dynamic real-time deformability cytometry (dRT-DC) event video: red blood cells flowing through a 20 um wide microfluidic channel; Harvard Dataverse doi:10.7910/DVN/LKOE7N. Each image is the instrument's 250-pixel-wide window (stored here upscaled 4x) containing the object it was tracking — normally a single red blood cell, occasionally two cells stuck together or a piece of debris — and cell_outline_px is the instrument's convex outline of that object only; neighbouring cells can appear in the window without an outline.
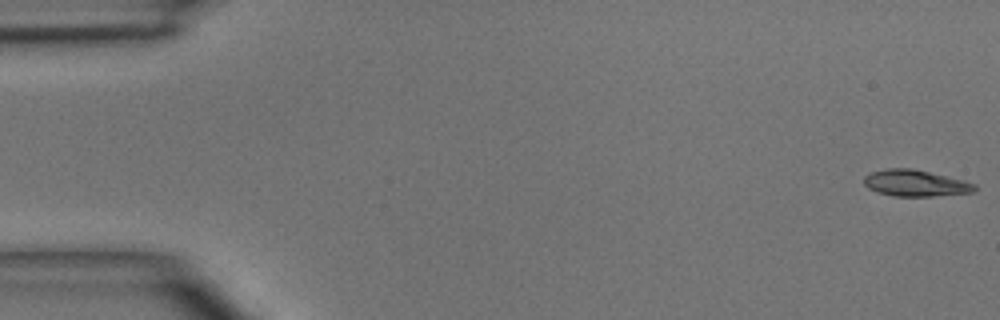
{"species": "common noctule bat (a hibernating species)", "species_latin": "Nyctalus noctula", "temperature_condition": "room temperature", "stored_images_in_passage": 5, "camera_frame_rate_fps": 3000, "um_per_image_px": 0.085, "animal": {"sex": "male", "body_mass_g": 15.6}, "frame": {"image": 1, "passage_image": 1, "time_ms": 0.0, "image_size_px": [1000, 320], "cell_outline_px": [[976, 192], [932, 196], [892, 196], [876, 192], [868, 188], [864, 184], [864, 176], [872, 172], [888, 168], [912, 168], [964, 180], [976, 184]], "centroid_in_image_um": [77.81, 15.57], "position_along_channel_um": 7.2, "area_um2": 17.11}}